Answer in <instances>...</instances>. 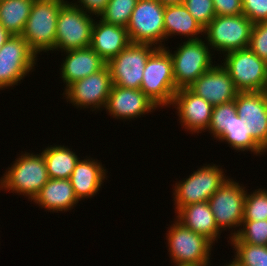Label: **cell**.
I'll return each mask as SVG.
<instances>
[{
  "instance_id": "cell-14",
  "label": "cell",
  "mask_w": 267,
  "mask_h": 266,
  "mask_svg": "<svg viewBox=\"0 0 267 266\" xmlns=\"http://www.w3.org/2000/svg\"><path fill=\"white\" fill-rule=\"evenodd\" d=\"M112 85L106 65L102 70L70 84L62 95L77 109L90 108L97 112L105 108Z\"/></svg>"
},
{
  "instance_id": "cell-36",
  "label": "cell",
  "mask_w": 267,
  "mask_h": 266,
  "mask_svg": "<svg viewBox=\"0 0 267 266\" xmlns=\"http://www.w3.org/2000/svg\"><path fill=\"white\" fill-rule=\"evenodd\" d=\"M216 16L243 14L242 0H212Z\"/></svg>"
},
{
  "instance_id": "cell-33",
  "label": "cell",
  "mask_w": 267,
  "mask_h": 266,
  "mask_svg": "<svg viewBox=\"0 0 267 266\" xmlns=\"http://www.w3.org/2000/svg\"><path fill=\"white\" fill-rule=\"evenodd\" d=\"M183 4L203 29L216 16L212 0H185Z\"/></svg>"
},
{
  "instance_id": "cell-23",
  "label": "cell",
  "mask_w": 267,
  "mask_h": 266,
  "mask_svg": "<svg viewBox=\"0 0 267 266\" xmlns=\"http://www.w3.org/2000/svg\"><path fill=\"white\" fill-rule=\"evenodd\" d=\"M176 220L186 228L205 236L213 244L218 241L221 231L216 225L208 201L193 203L175 211Z\"/></svg>"
},
{
  "instance_id": "cell-18",
  "label": "cell",
  "mask_w": 267,
  "mask_h": 266,
  "mask_svg": "<svg viewBox=\"0 0 267 266\" xmlns=\"http://www.w3.org/2000/svg\"><path fill=\"white\" fill-rule=\"evenodd\" d=\"M188 88L213 106L231 102L239 93L228 72L220 64L204 72Z\"/></svg>"
},
{
  "instance_id": "cell-16",
  "label": "cell",
  "mask_w": 267,
  "mask_h": 266,
  "mask_svg": "<svg viewBox=\"0 0 267 266\" xmlns=\"http://www.w3.org/2000/svg\"><path fill=\"white\" fill-rule=\"evenodd\" d=\"M171 106L177 110L179 123L189 133L198 135L207 131L213 111V105L193 93L188 87L180 88L174 94Z\"/></svg>"
},
{
  "instance_id": "cell-38",
  "label": "cell",
  "mask_w": 267,
  "mask_h": 266,
  "mask_svg": "<svg viewBox=\"0 0 267 266\" xmlns=\"http://www.w3.org/2000/svg\"><path fill=\"white\" fill-rule=\"evenodd\" d=\"M11 34L0 24V50Z\"/></svg>"
},
{
  "instance_id": "cell-26",
  "label": "cell",
  "mask_w": 267,
  "mask_h": 266,
  "mask_svg": "<svg viewBox=\"0 0 267 266\" xmlns=\"http://www.w3.org/2000/svg\"><path fill=\"white\" fill-rule=\"evenodd\" d=\"M49 178L69 179L80 157L64 145H50L42 151Z\"/></svg>"
},
{
  "instance_id": "cell-19",
  "label": "cell",
  "mask_w": 267,
  "mask_h": 266,
  "mask_svg": "<svg viewBox=\"0 0 267 266\" xmlns=\"http://www.w3.org/2000/svg\"><path fill=\"white\" fill-rule=\"evenodd\" d=\"M65 57L60 67V78L66 85L83 79L102 70L106 65L105 62L90 46L65 51Z\"/></svg>"
},
{
  "instance_id": "cell-39",
  "label": "cell",
  "mask_w": 267,
  "mask_h": 266,
  "mask_svg": "<svg viewBox=\"0 0 267 266\" xmlns=\"http://www.w3.org/2000/svg\"><path fill=\"white\" fill-rule=\"evenodd\" d=\"M162 5H179L183 4L185 0H158Z\"/></svg>"
},
{
  "instance_id": "cell-22",
  "label": "cell",
  "mask_w": 267,
  "mask_h": 266,
  "mask_svg": "<svg viewBox=\"0 0 267 266\" xmlns=\"http://www.w3.org/2000/svg\"><path fill=\"white\" fill-rule=\"evenodd\" d=\"M48 212H67L79 203L69 179H49L32 200Z\"/></svg>"
},
{
  "instance_id": "cell-5",
  "label": "cell",
  "mask_w": 267,
  "mask_h": 266,
  "mask_svg": "<svg viewBox=\"0 0 267 266\" xmlns=\"http://www.w3.org/2000/svg\"><path fill=\"white\" fill-rule=\"evenodd\" d=\"M216 164H204L193 171L183 180L176 181L173 186L174 210L183 206L206 202L230 178L225 175L224 169Z\"/></svg>"
},
{
  "instance_id": "cell-7",
  "label": "cell",
  "mask_w": 267,
  "mask_h": 266,
  "mask_svg": "<svg viewBox=\"0 0 267 266\" xmlns=\"http://www.w3.org/2000/svg\"><path fill=\"white\" fill-rule=\"evenodd\" d=\"M169 50L173 64L174 81L177 89L190 86L213 64V53L206 40H187L176 48Z\"/></svg>"
},
{
  "instance_id": "cell-15",
  "label": "cell",
  "mask_w": 267,
  "mask_h": 266,
  "mask_svg": "<svg viewBox=\"0 0 267 266\" xmlns=\"http://www.w3.org/2000/svg\"><path fill=\"white\" fill-rule=\"evenodd\" d=\"M236 114L245 120L253 140L267 152V91L239 92Z\"/></svg>"
},
{
  "instance_id": "cell-40",
  "label": "cell",
  "mask_w": 267,
  "mask_h": 266,
  "mask_svg": "<svg viewBox=\"0 0 267 266\" xmlns=\"http://www.w3.org/2000/svg\"><path fill=\"white\" fill-rule=\"evenodd\" d=\"M224 266H241L235 260L229 261Z\"/></svg>"
},
{
  "instance_id": "cell-12",
  "label": "cell",
  "mask_w": 267,
  "mask_h": 266,
  "mask_svg": "<svg viewBox=\"0 0 267 266\" xmlns=\"http://www.w3.org/2000/svg\"><path fill=\"white\" fill-rule=\"evenodd\" d=\"M37 57L21 35H11L0 50V90L20 84L34 71Z\"/></svg>"
},
{
  "instance_id": "cell-37",
  "label": "cell",
  "mask_w": 267,
  "mask_h": 266,
  "mask_svg": "<svg viewBox=\"0 0 267 266\" xmlns=\"http://www.w3.org/2000/svg\"><path fill=\"white\" fill-rule=\"evenodd\" d=\"M108 1L109 0H73V2L75 3H73L72 1L70 3L80 8L87 14L99 17L104 12Z\"/></svg>"
},
{
  "instance_id": "cell-21",
  "label": "cell",
  "mask_w": 267,
  "mask_h": 266,
  "mask_svg": "<svg viewBox=\"0 0 267 266\" xmlns=\"http://www.w3.org/2000/svg\"><path fill=\"white\" fill-rule=\"evenodd\" d=\"M92 29L90 47L105 61L108 62L117 56L131 42L125 27L113 25L97 20Z\"/></svg>"
},
{
  "instance_id": "cell-9",
  "label": "cell",
  "mask_w": 267,
  "mask_h": 266,
  "mask_svg": "<svg viewBox=\"0 0 267 266\" xmlns=\"http://www.w3.org/2000/svg\"><path fill=\"white\" fill-rule=\"evenodd\" d=\"M95 17L66 2L57 19L55 48L61 53L90 46Z\"/></svg>"
},
{
  "instance_id": "cell-20",
  "label": "cell",
  "mask_w": 267,
  "mask_h": 266,
  "mask_svg": "<svg viewBox=\"0 0 267 266\" xmlns=\"http://www.w3.org/2000/svg\"><path fill=\"white\" fill-rule=\"evenodd\" d=\"M106 170L99 160H95L90 156L79 159L69 178L78 201L85 198L91 199L99 194L103 181L107 180L106 177H108L106 176V172H108Z\"/></svg>"
},
{
  "instance_id": "cell-35",
  "label": "cell",
  "mask_w": 267,
  "mask_h": 266,
  "mask_svg": "<svg viewBox=\"0 0 267 266\" xmlns=\"http://www.w3.org/2000/svg\"><path fill=\"white\" fill-rule=\"evenodd\" d=\"M243 15L253 24L267 21V0H242Z\"/></svg>"
},
{
  "instance_id": "cell-8",
  "label": "cell",
  "mask_w": 267,
  "mask_h": 266,
  "mask_svg": "<svg viewBox=\"0 0 267 266\" xmlns=\"http://www.w3.org/2000/svg\"><path fill=\"white\" fill-rule=\"evenodd\" d=\"M222 67L239 92L267 91V62L248 47L223 55Z\"/></svg>"
},
{
  "instance_id": "cell-30",
  "label": "cell",
  "mask_w": 267,
  "mask_h": 266,
  "mask_svg": "<svg viewBox=\"0 0 267 266\" xmlns=\"http://www.w3.org/2000/svg\"><path fill=\"white\" fill-rule=\"evenodd\" d=\"M242 226L238 234L229 239V243L267 246V219L259 221L243 220Z\"/></svg>"
},
{
  "instance_id": "cell-24",
  "label": "cell",
  "mask_w": 267,
  "mask_h": 266,
  "mask_svg": "<svg viewBox=\"0 0 267 266\" xmlns=\"http://www.w3.org/2000/svg\"><path fill=\"white\" fill-rule=\"evenodd\" d=\"M163 20L165 41L170 36L176 35L187 37L188 40H197L201 35L204 36L203 27L193 18L184 4L165 6Z\"/></svg>"
},
{
  "instance_id": "cell-6",
  "label": "cell",
  "mask_w": 267,
  "mask_h": 266,
  "mask_svg": "<svg viewBox=\"0 0 267 266\" xmlns=\"http://www.w3.org/2000/svg\"><path fill=\"white\" fill-rule=\"evenodd\" d=\"M253 23L243 14L215 16L204 28V38L210 49L220 54L247 48L250 43Z\"/></svg>"
},
{
  "instance_id": "cell-2",
  "label": "cell",
  "mask_w": 267,
  "mask_h": 266,
  "mask_svg": "<svg viewBox=\"0 0 267 266\" xmlns=\"http://www.w3.org/2000/svg\"><path fill=\"white\" fill-rule=\"evenodd\" d=\"M140 89L159 107H169L178 90L168 47H157L148 57Z\"/></svg>"
},
{
  "instance_id": "cell-13",
  "label": "cell",
  "mask_w": 267,
  "mask_h": 266,
  "mask_svg": "<svg viewBox=\"0 0 267 266\" xmlns=\"http://www.w3.org/2000/svg\"><path fill=\"white\" fill-rule=\"evenodd\" d=\"M157 47L146 43H130L107 62L113 85L140 89L145 65Z\"/></svg>"
},
{
  "instance_id": "cell-27",
  "label": "cell",
  "mask_w": 267,
  "mask_h": 266,
  "mask_svg": "<svg viewBox=\"0 0 267 266\" xmlns=\"http://www.w3.org/2000/svg\"><path fill=\"white\" fill-rule=\"evenodd\" d=\"M34 0H0V24L11 35H22Z\"/></svg>"
},
{
  "instance_id": "cell-31",
  "label": "cell",
  "mask_w": 267,
  "mask_h": 266,
  "mask_svg": "<svg viewBox=\"0 0 267 266\" xmlns=\"http://www.w3.org/2000/svg\"><path fill=\"white\" fill-rule=\"evenodd\" d=\"M267 219V190L259 188L253 192H247L244 202L243 220H266Z\"/></svg>"
},
{
  "instance_id": "cell-11",
  "label": "cell",
  "mask_w": 267,
  "mask_h": 266,
  "mask_svg": "<svg viewBox=\"0 0 267 266\" xmlns=\"http://www.w3.org/2000/svg\"><path fill=\"white\" fill-rule=\"evenodd\" d=\"M164 12L158 0H138L126 27L130 42L165 47Z\"/></svg>"
},
{
  "instance_id": "cell-4",
  "label": "cell",
  "mask_w": 267,
  "mask_h": 266,
  "mask_svg": "<svg viewBox=\"0 0 267 266\" xmlns=\"http://www.w3.org/2000/svg\"><path fill=\"white\" fill-rule=\"evenodd\" d=\"M167 246L175 265L211 266L213 243L205 236L183 226L176 219L167 228Z\"/></svg>"
},
{
  "instance_id": "cell-17",
  "label": "cell",
  "mask_w": 267,
  "mask_h": 266,
  "mask_svg": "<svg viewBox=\"0 0 267 266\" xmlns=\"http://www.w3.org/2000/svg\"><path fill=\"white\" fill-rule=\"evenodd\" d=\"M159 107L141 90L112 85L105 110L115 119L134 120Z\"/></svg>"
},
{
  "instance_id": "cell-32",
  "label": "cell",
  "mask_w": 267,
  "mask_h": 266,
  "mask_svg": "<svg viewBox=\"0 0 267 266\" xmlns=\"http://www.w3.org/2000/svg\"><path fill=\"white\" fill-rule=\"evenodd\" d=\"M236 114L235 101L215 105L213 107L211 122L207 132L215 139L225 127H228L232 116Z\"/></svg>"
},
{
  "instance_id": "cell-34",
  "label": "cell",
  "mask_w": 267,
  "mask_h": 266,
  "mask_svg": "<svg viewBox=\"0 0 267 266\" xmlns=\"http://www.w3.org/2000/svg\"><path fill=\"white\" fill-rule=\"evenodd\" d=\"M248 48L267 62V21L253 25Z\"/></svg>"
},
{
  "instance_id": "cell-3",
  "label": "cell",
  "mask_w": 267,
  "mask_h": 266,
  "mask_svg": "<svg viewBox=\"0 0 267 266\" xmlns=\"http://www.w3.org/2000/svg\"><path fill=\"white\" fill-rule=\"evenodd\" d=\"M67 0H34L22 37L38 56L55 48L60 8Z\"/></svg>"
},
{
  "instance_id": "cell-1",
  "label": "cell",
  "mask_w": 267,
  "mask_h": 266,
  "mask_svg": "<svg viewBox=\"0 0 267 266\" xmlns=\"http://www.w3.org/2000/svg\"><path fill=\"white\" fill-rule=\"evenodd\" d=\"M19 154L0 178V190L32 200L50 179L42 152Z\"/></svg>"
},
{
  "instance_id": "cell-29",
  "label": "cell",
  "mask_w": 267,
  "mask_h": 266,
  "mask_svg": "<svg viewBox=\"0 0 267 266\" xmlns=\"http://www.w3.org/2000/svg\"><path fill=\"white\" fill-rule=\"evenodd\" d=\"M235 260L241 266H267V246L249 243H230Z\"/></svg>"
},
{
  "instance_id": "cell-10",
  "label": "cell",
  "mask_w": 267,
  "mask_h": 266,
  "mask_svg": "<svg viewBox=\"0 0 267 266\" xmlns=\"http://www.w3.org/2000/svg\"><path fill=\"white\" fill-rule=\"evenodd\" d=\"M245 189L243 184L240 185L230 177L208 200L219 230L222 232L226 228L232 229L229 239L235 237L242 227L247 191Z\"/></svg>"
},
{
  "instance_id": "cell-25",
  "label": "cell",
  "mask_w": 267,
  "mask_h": 266,
  "mask_svg": "<svg viewBox=\"0 0 267 266\" xmlns=\"http://www.w3.org/2000/svg\"><path fill=\"white\" fill-rule=\"evenodd\" d=\"M218 142H226L232 150L244 153L249 151L256 156L264 155L265 151L253 140L251 131L246 127L244 119L237 114L232 116L228 127L215 138Z\"/></svg>"
},
{
  "instance_id": "cell-28",
  "label": "cell",
  "mask_w": 267,
  "mask_h": 266,
  "mask_svg": "<svg viewBox=\"0 0 267 266\" xmlns=\"http://www.w3.org/2000/svg\"><path fill=\"white\" fill-rule=\"evenodd\" d=\"M137 2L138 0H109L98 19L126 28Z\"/></svg>"
}]
</instances>
